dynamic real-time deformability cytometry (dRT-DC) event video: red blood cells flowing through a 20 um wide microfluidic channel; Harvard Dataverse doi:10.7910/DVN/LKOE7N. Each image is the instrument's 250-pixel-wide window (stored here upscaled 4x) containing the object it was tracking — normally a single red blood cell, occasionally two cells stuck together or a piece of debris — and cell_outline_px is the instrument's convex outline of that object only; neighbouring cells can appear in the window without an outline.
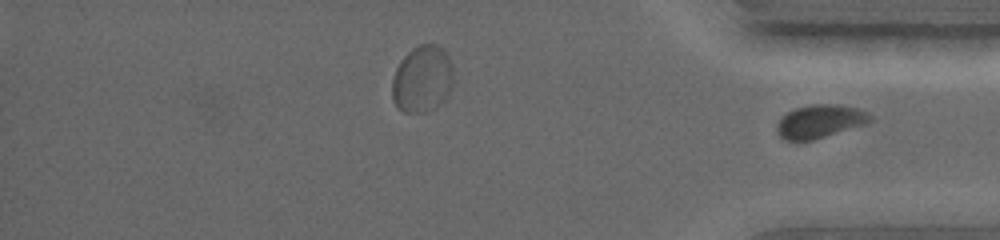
{"species": "common noctule bat (a hibernating species)", "species_latin": "Nyctalus noctula", "temperature_condition": "warm", "stored_images_in_passage": 57, "segment_of_instrument_passage": [2, 2], "camera_frame_rate_fps": 5000, "um_per_image_px": 0.085, "animal": {"sex": "female", "body_mass_g": 19.0, "forearm_length_mm": 56.7}, "frame": {"image": 1, "passage_image": 57, "time_ms": 10.0, "image_size_px": [1000, 240], "cell_outline_px": [[872, 120], [868, 124], [812, 140], [784, 140], [776, 132], [776, 124], [788, 112], [796, 108], [812, 104], [840, 104], [860, 108], [868, 112], [872, 116]], "centroid_in_image_um": [69.75, 10.31], "position_along_channel_um": 365.5, "area_um2": 18.26}}